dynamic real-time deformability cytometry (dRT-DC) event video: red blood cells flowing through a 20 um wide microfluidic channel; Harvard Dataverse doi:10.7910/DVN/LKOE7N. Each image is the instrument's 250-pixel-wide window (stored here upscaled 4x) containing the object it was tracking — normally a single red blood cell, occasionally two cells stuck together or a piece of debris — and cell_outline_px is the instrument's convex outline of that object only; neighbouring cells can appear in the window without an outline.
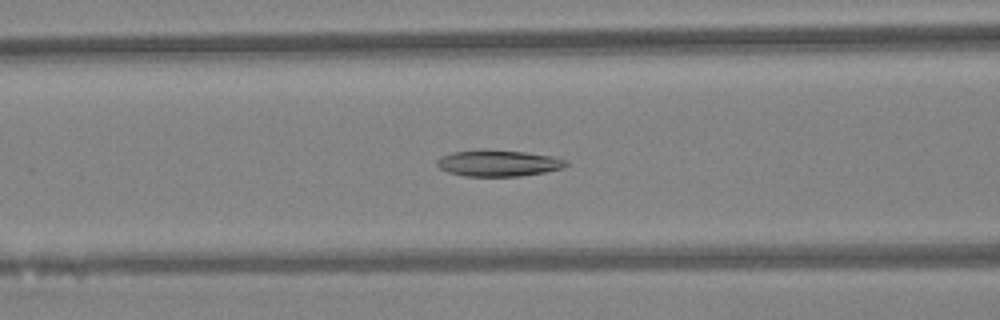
{"species": "Egyptian fruit bat (a non-hibernating species)", "species_latin": "Rousettus aegyptiacus", "temperature_condition": "warm", "stored_images_in_passage": 47, "camera_frame_rate_fps": 3000, "um_per_image_px": 0.085, "animal": {"sex": "female"}, "frame": {"image": 1, "passage_image": 19, "time_ms": 6.0, "image_size_px": [1000, 320], "cell_outline_px": [[568, 164], [564, 168], [544, 172], [520, 176], [464, 176], [448, 172], [440, 168], [436, 164], [436, 160], [440, 156], [452, 152], [480, 148], [524, 152], [552, 156], [568, 160]], "centroid_in_image_um": [42.33, 13.85], "position_along_channel_um": 124.3, "area_um2": 20.11}}
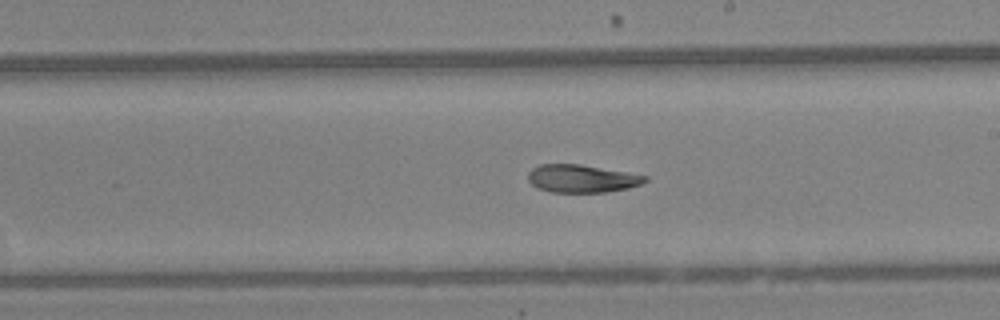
{"frame": {"image": 2, "passage_image": 27, "time_ms": 8.667, "image_size_px": [1000, 320], "cell_outline_px": [[648, 180], [640, 184], [628, 188], [604, 192], [552, 192], [536, 188], [528, 180], [528, 172], [532, 168], [540, 164], [580, 164], [648, 176]], "centroid_in_image_um": [49.42, 15.18], "position_along_channel_um": 239.6, "area_um2": 18.9}}
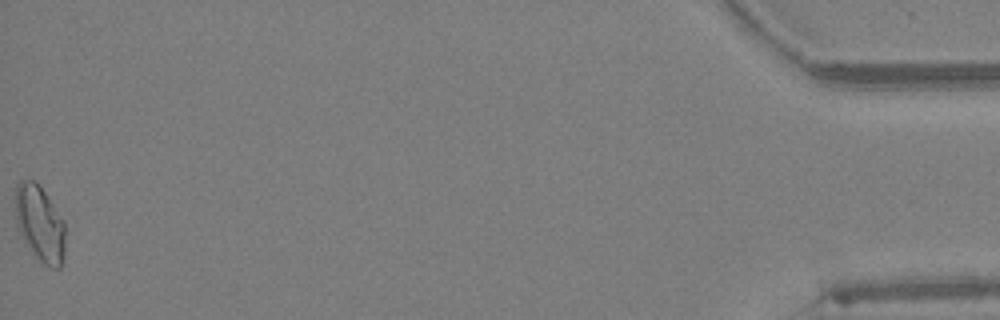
{"frame": {"image": 3, "passage_image": 47, "time_ms": 15.333, "image_size_px": [1000, 320], "cell_outline_px": [[64, 256], [60, 268], [48, 268], [36, 256], [24, 240], [16, 228], [16, 184], [20, 180], [32, 180], [44, 192], [64, 220]], "centroid_in_image_um": [3.39, 19.03], "position_along_channel_um": 431.8, "area_um2": 21.79}, "authors_computed_cell_mechanics": {"area_um2": 20.0566, "velocity_mm_per_s": 4.3554, "shape_relaxation_time_tau1_ms": 4.0575, "shape_relaxation_time_tau2_ms": 8.0507, "deformation_change_tau1": 0.1436, "deformation_change_tau2": 0.1613}}